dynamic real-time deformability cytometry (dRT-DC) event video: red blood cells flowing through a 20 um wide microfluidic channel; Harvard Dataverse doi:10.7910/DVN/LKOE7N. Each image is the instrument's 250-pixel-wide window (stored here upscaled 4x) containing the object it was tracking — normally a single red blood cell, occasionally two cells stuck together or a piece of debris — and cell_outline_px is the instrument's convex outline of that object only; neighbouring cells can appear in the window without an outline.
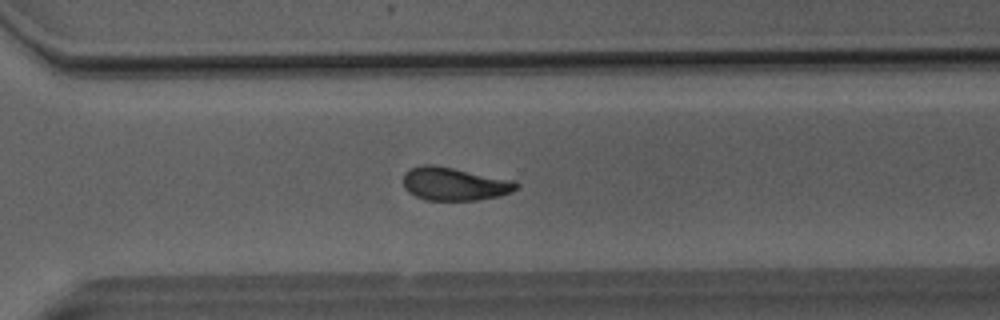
{"species": "Egyptian fruit bat (a non-hibernating species)", "species_latin": "Rousettus aegyptiacus", "temperature_condition": "room temperature", "stored_images_in_passage": 50, "camera_frame_rate_fps": 3000, "um_per_image_px": 0.085, "animal": {"sex": "male"}, "frame": {"image": 1, "passage_image": 36, "time_ms": 11.667, "image_size_px": [1000, 320], "cell_outline_px": [[520, 184], [512, 192], [500, 196], [476, 200], [424, 200], [408, 192], [404, 188], [404, 172], [420, 164], [432, 164], [516, 180]], "centroid_in_image_um": [38.64, 15.63], "position_along_channel_um": 332.0, "area_um2": 22.02}}
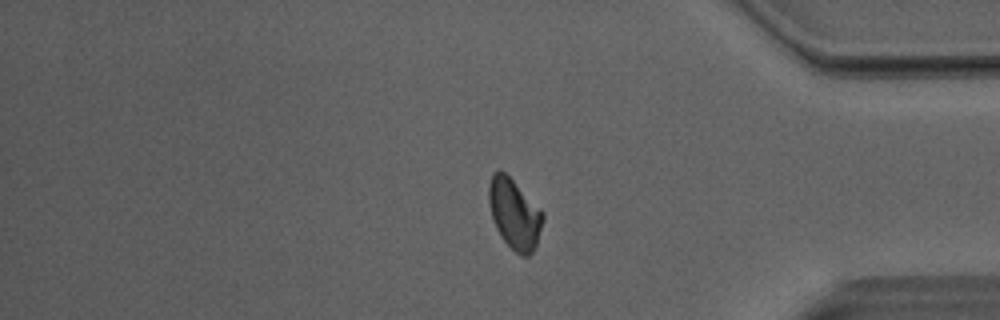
{"frame": {"image": 2, "passage_image": 42, "time_ms": 13.667, "image_size_px": [1000, 320], "cell_outline_px": [[544, 220], [536, 244], [532, 252], [528, 256], [520, 256], [500, 236], [496, 228], [492, 216], [488, 200], [488, 184], [492, 176], [496, 172], [504, 172], [544, 212]], "centroid_in_image_um": [43.73, 18.21], "position_along_channel_um": 391.5, "area_um2": 21.73}}
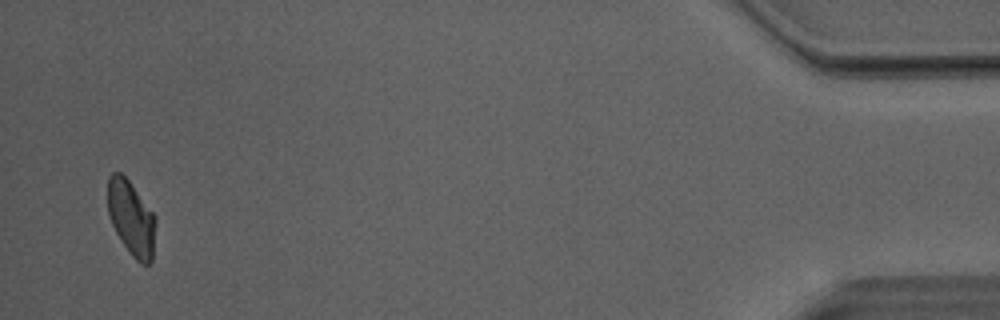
{"frame": {"image": 3, "passage_image": 49, "time_ms": 16.0, "image_size_px": [1000, 320], "cell_outline_px": [[156, 224], [152, 260], [148, 264], [140, 264], [132, 256], [120, 240], [112, 224], [108, 212], [108, 176], [112, 172], [120, 172], [128, 180], [156, 216]], "centroid_in_image_um": [11.17, 18.55], "position_along_channel_um": 424.0, "area_um2": 20.87}, "authors_computed_cell_mechanics": {"area_um2": 22.3975, "velocity_mm_per_s": 4.074, "shape_relaxation_time_tau1_ms": 5.859, "shape_relaxation_time_tau2_ms": 2.6974, "deformation_change_tau1": 0.147, "deformation_change_tau2": 0.0906}}